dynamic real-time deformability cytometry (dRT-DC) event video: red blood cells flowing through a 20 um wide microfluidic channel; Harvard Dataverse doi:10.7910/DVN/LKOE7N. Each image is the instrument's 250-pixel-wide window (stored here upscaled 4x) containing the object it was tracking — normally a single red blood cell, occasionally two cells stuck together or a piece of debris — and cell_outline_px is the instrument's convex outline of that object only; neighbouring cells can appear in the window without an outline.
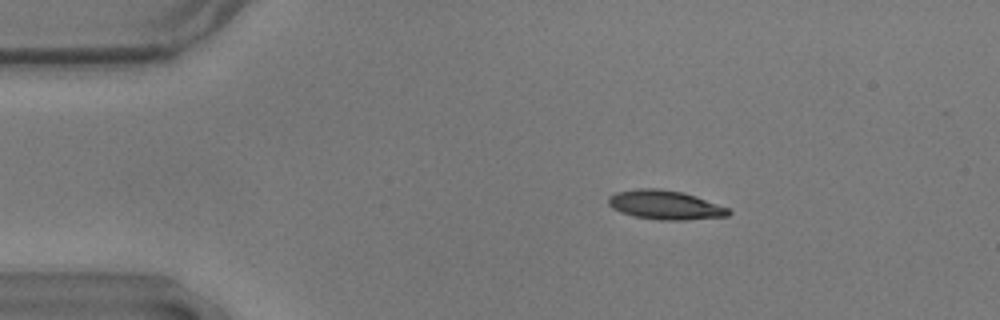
{"species": "common noctule bat (a hibernating species)", "species_latin": "Nyctalus noctula", "temperature_condition": "warm", "stored_images_in_passage": 54, "camera_frame_rate_fps": 3000, "um_per_image_px": 0.085, "animal": {"sex": "male", "body_mass_g": 17.9}, "frame": {"image": 1, "passage_image": 9, "time_ms": 2.667, "image_size_px": [1000, 320], "cell_outline_px": [[732, 212], [728, 216], [684, 220], [660, 220], [636, 216], [620, 212], [612, 208], [608, 204], [608, 196], [616, 192], [640, 188], [660, 188], [680, 192], [696, 196], [728, 208]], "centroid_in_image_um": [56.52, 17.42], "position_along_channel_um": 28.5, "area_um2": 20.29}}
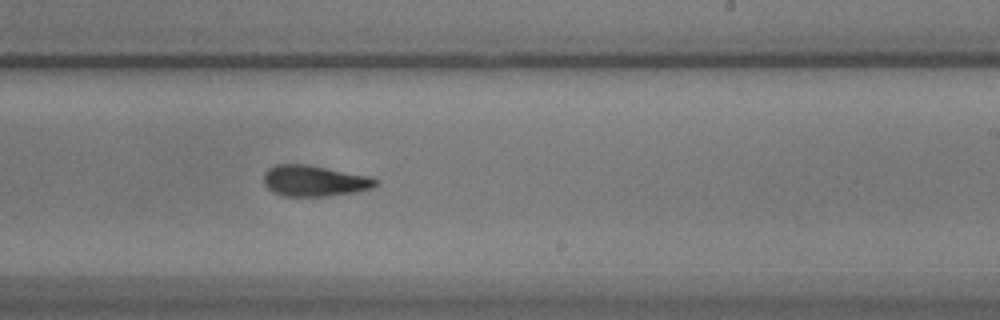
{"frame": {"image": 2, "passage_image": 33, "time_ms": 10.667, "image_size_px": [1000, 320], "cell_outline_px": [[380, 180], [372, 188], [356, 192], [324, 196], [284, 196], [268, 188], [264, 184], [264, 172], [268, 168], [276, 164], [308, 164], [372, 176]], "centroid_in_image_um": [26.75, 15.35], "position_along_channel_um": 262.2, "area_um2": 20.35}}
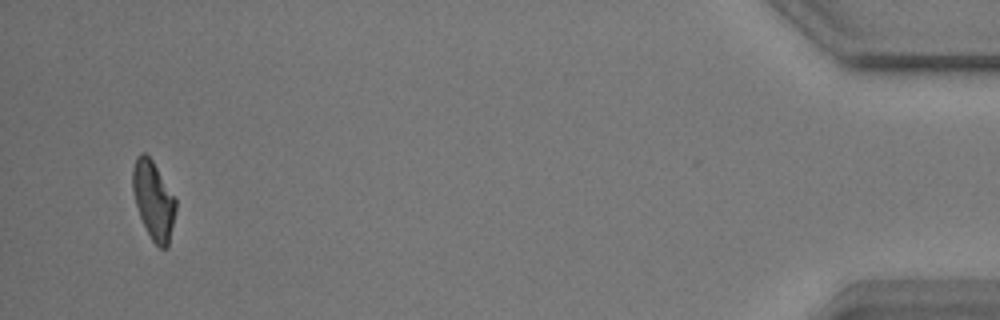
{"frame": {"image": 3, "passage_image": 53, "time_ms": 17.333, "image_size_px": [1000, 320], "cell_outline_px": [[176, 208], [168, 248], [160, 248], [152, 240], [140, 216], [136, 204], [132, 188], [132, 168], [136, 156], [140, 152], [144, 152], [152, 160], [176, 196]], "centroid_in_image_um": [13.05, 16.98], "position_along_channel_um": 422.1, "area_um2": 19.71}, "authors_computed_cell_mechanics": {"area_um2": 20.1722, "velocity_mm_per_s": 3.6082, "shape_relaxation_time_tau1_ms": 4.7628, "shape_relaxation_time_tau2_ms": 2.9379, "deformation_change_tau1": 0.1786, "deformation_change_tau2": 0.0969}}